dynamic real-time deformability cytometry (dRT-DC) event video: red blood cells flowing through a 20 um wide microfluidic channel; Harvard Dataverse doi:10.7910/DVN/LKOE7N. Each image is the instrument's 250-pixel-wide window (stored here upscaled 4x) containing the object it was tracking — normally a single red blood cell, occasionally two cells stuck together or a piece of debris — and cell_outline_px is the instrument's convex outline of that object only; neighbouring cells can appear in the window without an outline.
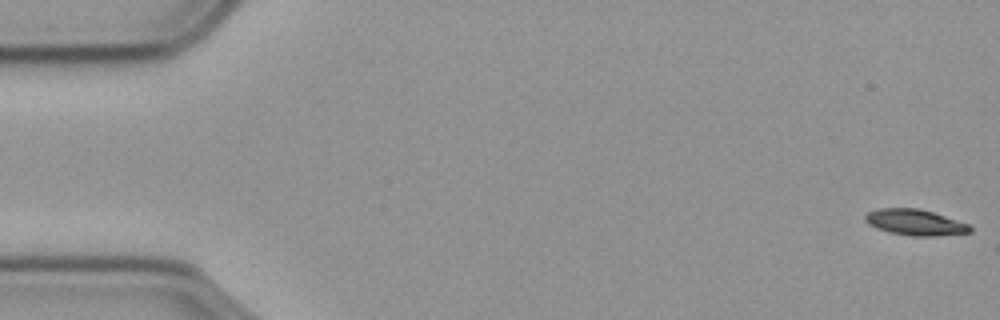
{"species": "common noctule bat (a hibernating species)", "species_latin": "Nyctalus noctula", "temperature_condition": "cold", "stored_images_in_passage": 57, "camera_frame_rate_fps": 3000, "um_per_image_px": 0.085, "animal": {"sex": "male", "body_mass_g": 23.1, "forearm_length_mm": 52.7}, "frame": {"image": 1, "passage_image": 1, "time_ms": 0.0, "image_size_px": [1000, 320], "cell_outline_px": [[972, 232], [936, 236], [912, 236], [888, 232], [876, 228], [868, 224], [864, 220], [864, 216], [868, 212], [880, 208], [920, 208], [968, 224], [972, 228]], "centroid_in_image_um": [77.75, 18.9], "position_along_channel_um": 7.2, "area_um2": 15.84}}
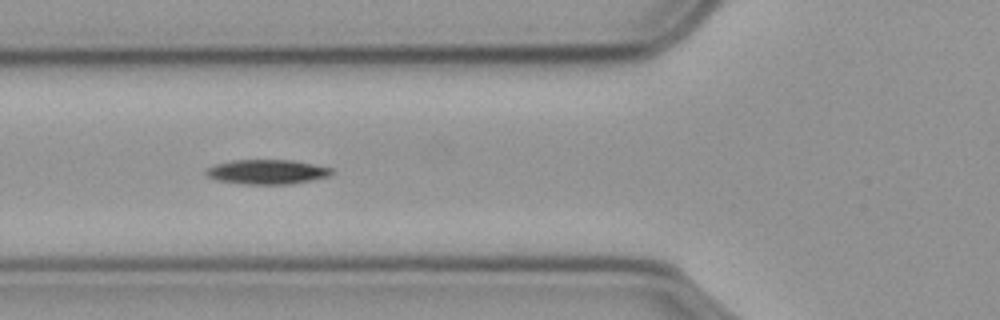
{"frame": {"image": 2, "passage_image": 21, "time_ms": 6.667, "image_size_px": [1000, 320], "cell_outline_px": [[336, 172], [328, 176], [312, 180], [292, 184], [244, 184], [216, 180], [208, 176], [204, 172], [208, 168], [216, 164], [232, 160], [292, 160], [332, 168]], "centroid_in_image_um": [22.72, 14.61], "position_along_channel_um": 103.1, "area_um2": 17.98}}
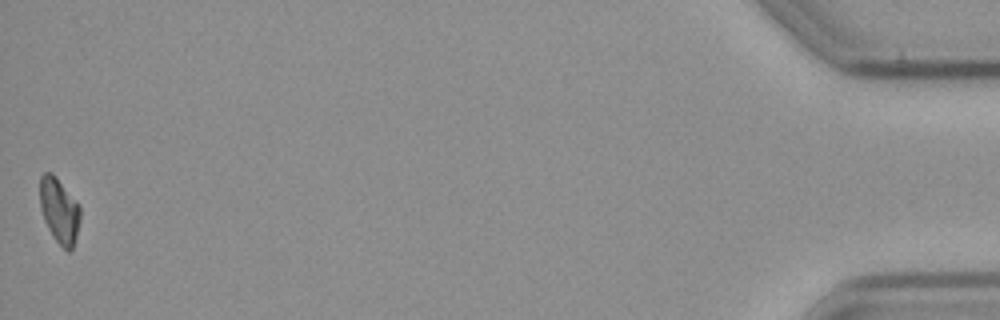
{"frame": {"image": 3, "passage_image": 57, "time_ms": 18.667, "image_size_px": [1000, 320], "cell_outline_px": [[80, 220], [72, 248], [68, 252], [52, 236], [44, 220], [40, 208], [40, 176], [44, 172], [52, 172], [56, 176], [80, 204]], "centroid_in_image_um": [5.03, 17.85], "position_along_channel_um": 430.2, "area_um2": 15.37}, "authors_computed_cell_mechanics": {"area_um2": 16.7042, "velocity_mm_per_s": 3.5969, "shape_relaxation_time_tau1_ms": 3.2659, "shape_relaxation_time_tau2_ms": null, "deformation_change_tau1": 0.1112, "deformation_change_tau2": null}}